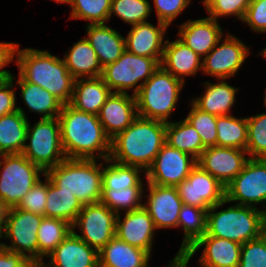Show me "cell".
<instances>
[{
  "label": "cell",
  "mask_w": 266,
  "mask_h": 267,
  "mask_svg": "<svg viewBox=\"0 0 266 267\" xmlns=\"http://www.w3.org/2000/svg\"><path fill=\"white\" fill-rule=\"evenodd\" d=\"M151 7L148 0H112L109 20L115 14L132 26L148 22L146 19L151 15Z\"/></svg>",
  "instance_id": "cell-39"
},
{
  "label": "cell",
  "mask_w": 266,
  "mask_h": 267,
  "mask_svg": "<svg viewBox=\"0 0 266 267\" xmlns=\"http://www.w3.org/2000/svg\"><path fill=\"white\" fill-rule=\"evenodd\" d=\"M23 255L9 251L0 246V267H33Z\"/></svg>",
  "instance_id": "cell-50"
},
{
  "label": "cell",
  "mask_w": 266,
  "mask_h": 267,
  "mask_svg": "<svg viewBox=\"0 0 266 267\" xmlns=\"http://www.w3.org/2000/svg\"><path fill=\"white\" fill-rule=\"evenodd\" d=\"M225 203L229 202L225 199L207 211L206 233L203 236L244 244L266 232L264 207L259 210L255 207L233 204L225 210L216 212Z\"/></svg>",
  "instance_id": "cell-4"
},
{
  "label": "cell",
  "mask_w": 266,
  "mask_h": 267,
  "mask_svg": "<svg viewBox=\"0 0 266 267\" xmlns=\"http://www.w3.org/2000/svg\"><path fill=\"white\" fill-rule=\"evenodd\" d=\"M56 1L57 3H65V4H69L71 6L73 0H53Z\"/></svg>",
  "instance_id": "cell-53"
},
{
  "label": "cell",
  "mask_w": 266,
  "mask_h": 267,
  "mask_svg": "<svg viewBox=\"0 0 266 267\" xmlns=\"http://www.w3.org/2000/svg\"><path fill=\"white\" fill-rule=\"evenodd\" d=\"M47 257L45 267H99L98 251L72 231Z\"/></svg>",
  "instance_id": "cell-20"
},
{
  "label": "cell",
  "mask_w": 266,
  "mask_h": 267,
  "mask_svg": "<svg viewBox=\"0 0 266 267\" xmlns=\"http://www.w3.org/2000/svg\"><path fill=\"white\" fill-rule=\"evenodd\" d=\"M166 143V123L137 117L123 132L111 139L109 158L145 172Z\"/></svg>",
  "instance_id": "cell-2"
},
{
  "label": "cell",
  "mask_w": 266,
  "mask_h": 267,
  "mask_svg": "<svg viewBox=\"0 0 266 267\" xmlns=\"http://www.w3.org/2000/svg\"><path fill=\"white\" fill-rule=\"evenodd\" d=\"M250 0H213L205 9L208 17L218 21V17L236 16L243 21Z\"/></svg>",
  "instance_id": "cell-45"
},
{
  "label": "cell",
  "mask_w": 266,
  "mask_h": 267,
  "mask_svg": "<svg viewBox=\"0 0 266 267\" xmlns=\"http://www.w3.org/2000/svg\"><path fill=\"white\" fill-rule=\"evenodd\" d=\"M45 181L38 180L36 184L26 193L17 208L32 212L45 217V205L47 202V176Z\"/></svg>",
  "instance_id": "cell-44"
},
{
  "label": "cell",
  "mask_w": 266,
  "mask_h": 267,
  "mask_svg": "<svg viewBox=\"0 0 266 267\" xmlns=\"http://www.w3.org/2000/svg\"><path fill=\"white\" fill-rule=\"evenodd\" d=\"M239 267H266V232L242 244Z\"/></svg>",
  "instance_id": "cell-43"
},
{
  "label": "cell",
  "mask_w": 266,
  "mask_h": 267,
  "mask_svg": "<svg viewBox=\"0 0 266 267\" xmlns=\"http://www.w3.org/2000/svg\"><path fill=\"white\" fill-rule=\"evenodd\" d=\"M242 22L252 31L266 33V0H250Z\"/></svg>",
  "instance_id": "cell-47"
},
{
  "label": "cell",
  "mask_w": 266,
  "mask_h": 267,
  "mask_svg": "<svg viewBox=\"0 0 266 267\" xmlns=\"http://www.w3.org/2000/svg\"><path fill=\"white\" fill-rule=\"evenodd\" d=\"M143 193V187L102 189L100 202L118 215L120 214V210H123V212H130L143 207Z\"/></svg>",
  "instance_id": "cell-38"
},
{
  "label": "cell",
  "mask_w": 266,
  "mask_h": 267,
  "mask_svg": "<svg viewBox=\"0 0 266 267\" xmlns=\"http://www.w3.org/2000/svg\"><path fill=\"white\" fill-rule=\"evenodd\" d=\"M160 67L155 58L135 55L125 50L114 62L103 67L102 79L112 92L126 93L133 88L135 96ZM140 81H143L139 83ZM138 83V84H137Z\"/></svg>",
  "instance_id": "cell-8"
},
{
  "label": "cell",
  "mask_w": 266,
  "mask_h": 267,
  "mask_svg": "<svg viewBox=\"0 0 266 267\" xmlns=\"http://www.w3.org/2000/svg\"><path fill=\"white\" fill-rule=\"evenodd\" d=\"M207 210L183 204L179 212L177 227H183L184 240L180 250H188L206 233Z\"/></svg>",
  "instance_id": "cell-37"
},
{
  "label": "cell",
  "mask_w": 266,
  "mask_h": 267,
  "mask_svg": "<svg viewBox=\"0 0 266 267\" xmlns=\"http://www.w3.org/2000/svg\"><path fill=\"white\" fill-rule=\"evenodd\" d=\"M72 231L71 224L59 218L43 217L38 228V264L44 263L47 256L68 236Z\"/></svg>",
  "instance_id": "cell-35"
},
{
  "label": "cell",
  "mask_w": 266,
  "mask_h": 267,
  "mask_svg": "<svg viewBox=\"0 0 266 267\" xmlns=\"http://www.w3.org/2000/svg\"><path fill=\"white\" fill-rule=\"evenodd\" d=\"M204 246L201 267H239L242 244L213 236H202L188 251L194 255Z\"/></svg>",
  "instance_id": "cell-21"
},
{
  "label": "cell",
  "mask_w": 266,
  "mask_h": 267,
  "mask_svg": "<svg viewBox=\"0 0 266 267\" xmlns=\"http://www.w3.org/2000/svg\"><path fill=\"white\" fill-rule=\"evenodd\" d=\"M46 176L62 191L76 196L85 204L98 203L102 196V161L65 158L48 169Z\"/></svg>",
  "instance_id": "cell-5"
},
{
  "label": "cell",
  "mask_w": 266,
  "mask_h": 267,
  "mask_svg": "<svg viewBox=\"0 0 266 267\" xmlns=\"http://www.w3.org/2000/svg\"><path fill=\"white\" fill-rule=\"evenodd\" d=\"M249 54L250 48L227 32L225 38H221L202 59V72L217 80H227L236 75Z\"/></svg>",
  "instance_id": "cell-14"
},
{
  "label": "cell",
  "mask_w": 266,
  "mask_h": 267,
  "mask_svg": "<svg viewBox=\"0 0 266 267\" xmlns=\"http://www.w3.org/2000/svg\"><path fill=\"white\" fill-rule=\"evenodd\" d=\"M87 41L103 67L114 63L126 50L125 37L105 23L87 24Z\"/></svg>",
  "instance_id": "cell-25"
},
{
  "label": "cell",
  "mask_w": 266,
  "mask_h": 267,
  "mask_svg": "<svg viewBox=\"0 0 266 267\" xmlns=\"http://www.w3.org/2000/svg\"><path fill=\"white\" fill-rule=\"evenodd\" d=\"M16 83L20 86L21 98L31 112L42 114L41 118H57L59 116L64 104L48 90L23 81L20 77Z\"/></svg>",
  "instance_id": "cell-32"
},
{
  "label": "cell",
  "mask_w": 266,
  "mask_h": 267,
  "mask_svg": "<svg viewBox=\"0 0 266 267\" xmlns=\"http://www.w3.org/2000/svg\"><path fill=\"white\" fill-rule=\"evenodd\" d=\"M44 216L12 207L6 219L4 238L11 244L1 243V247L19 253L32 264H38V228ZM27 252V253H26Z\"/></svg>",
  "instance_id": "cell-10"
},
{
  "label": "cell",
  "mask_w": 266,
  "mask_h": 267,
  "mask_svg": "<svg viewBox=\"0 0 266 267\" xmlns=\"http://www.w3.org/2000/svg\"><path fill=\"white\" fill-rule=\"evenodd\" d=\"M199 133L203 146L213 147L217 142V116L201 111L191 102V109L185 118Z\"/></svg>",
  "instance_id": "cell-42"
},
{
  "label": "cell",
  "mask_w": 266,
  "mask_h": 267,
  "mask_svg": "<svg viewBox=\"0 0 266 267\" xmlns=\"http://www.w3.org/2000/svg\"><path fill=\"white\" fill-rule=\"evenodd\" d=\"M33 267H45V266H43L42 264H37V265H34Z\"/></svg>",
  "instance_id": "cell-56"
},
{
  "label": "cell",
  "mask_w": 266,
  "mask_h": 267,
  "mask_svg": "<svg viewBox=\"0 0 266 267\" xmlns=\"http://www.w3.org/2000/svg\"><path fill=\"white\" fill-rule=\"evenodd\" d=\"M203 84L206 91L199 97L193 98L192 103L201 111L215 116L231 115L229 112L239 89L230 86L226 79H220V82L215 84L209 81Z\"/></svg>",
  "instance_id": "cell-28"
},
{
  "label": "cell",
  "mask_w": 266,
  "mask_h": 267,
  "mask_svg": "<svg viewBox=\"0 0 266 267\" xmlns=\"http://www.w3.org/2000/svg\"><path fill=\"white\" fill-rule=\"evenodd\" d=\"M23 108L0 117V155L21 154L26 143L28 119Z\"/></svg>",
  "instance_id": "cell-29"
},
{
  "label": "cell",
  "mask_w": 266,
  "mask_h": 267,
  "mask_svg": "<svg viewBox=\"0 0 266 267\" xmlns=\"http://www.w3.org/2000/svg\"><path fill=\"white\" fill-rule=\"evenodd\" d=\"M138 117L136 97L132 94L112 92L98 114L106 135L113 139Z\"/></svg>",
  "instance_id": "cell-18"
},
{
  "label": "cell",
  "mask_w": 266,
  "mask_h": 267,
  "mask_svg": "<svg viewBox=\"0 0 266 267\" xmlns=\"http://www.w3.org/2000/svg\"><path fill=\"white\" fill-rule=\"evenodd\" d=\"M213 0H203L204 7L206 8Z\"/></svg>",
  "instance_id": "cell-54"
},
{
  "label": "cell",
  "mask_w": 266,
  "mask_h": 267,
  "mask_svg": "<svg viewBox=\"0 0 266 267\" xmlns=\"http://www.w3.org/2000/svg\"><path fill=\"white\" fill-rule=\"evenodd\" d=\"M112 0H73L70 19H83L88 24L109 22Z\"/></svg>",
  "instance_id": "cell-40"
},
{
  "label": "cell",
  "mask_w": 266,
  "mask_h": 267,
  "mask_svg": "<svg viewBox=\"0 0 266 267\" xmlns=\"http://www.w3.org/2000/svg\"><path fill=\"white\" fill-rule=\"evenodd\" d=\"M225 199L255 208L262 202L266 208V159L250 158L243 170L225 187Z\"/></svg>",
  "instance_id": "cell-11"
},
{
  "label": "cell",
  "mask_w": 266,
  "mask_h": 267,
  "mask_svg": "<svg viewBox=\"0 0 266 267\" xmlns=\"http://www.w3.org/2000/svg\"><path fill=\"white\" fill-rule=\"evenodd\" d=\"M184 84L160 66L135 95L138 116L168 123Z\"/></svg>",
  "instance_id": "cell-6"
},
{
  "label": "cell",
  "mask_w": 266,
  "mask_h": 267,
  "mask_svg": "<svg viewBox=\"0 0 266 267\" xmlns=\"http://www.w3.org/2000/svg\"><path fill=\"white\" fill-rule=\"evenodd\" d=\"M149 190L147 202L143 208L151 216L154 226L161 228H177L179 212L183 202L175 186L155 185L147 182Z\"/></svg>",
  "instance_id": "cell-17"
},
{
  "label": "cell",
  "mask_w": 266,
  "mask_h": 267,
  "mask_svg": "<svg viewBox=\"0 0 266 267\" xmlns=\"http://www.w3.org/2000/svg\"><path fill=\"white\" fill-rule=\"evenodd\" d=\"M249 158L266 159V113L246 117Z\"/></svg>",
  "instance_id": "cell-41"
},
{
  "label": "cell",
  "mask_w": 266,
  "mask_h": 267,
  "mask_svg": "<svg viewBox=\"0 0 266 267\" xmlns=\"http://www.w3.org/2000/svg\"><path fill=\"white\" fill-rule=\"evenodd\" d=\"M117 214L101 202L85 204L71 225L72 232L90 247L100 251L115 237ZM76 227L80 234L76 233Z\"/></svg>",
  "instance_id": "cell-12"
},
{
  "label": "cell",
  "mask_w": 266,
  "mask_h": 267,
  "mask_svg": "<svg viewBox=\"0 0 266 267\" xmlns=\"http://www.w3.org/2000/svg\"><path fill=\"white\" fill-rule=\"evenodd\" d=\"M112 91L102 77L75 79L72 100L75 109L97 115Z\"/></svg>",
  "instance_id": "cell-27"
},
{
  "label": "cell",
  "mask_w": 266,
  "mask_h": 267,
  "mask_svg": "<svg viewBox=\"0 0 266 267\" xmlns=\"http://www.w3.org/2000/svg\"><path fill=\"white\" fill-rule=\"evenodd\" d=\"M223 33L217 20L206 17L181 24L178 38L204 58L216 46Z\"/></svg>",
  "instance_id": "cell-23"
},
{
  "label": "cell",
  "mask_w": 266,
  "mask_h": 267,
  "mask_svg": "<svg viewBox=\"0 0 266 267\" xmlns=\"http://www.w3.org/2000/svg\"><path fill=\"white\" fill-rule=\"evenodd\" d=\"M216 146L246 150L247 146V119L232 115L217 116Z\"/></svg>",
  "instance_id": "cell-36"
},
{
  "label": "cell",
  "mask_w": 266,
  "mask_h": 267,
  "mask_svg": "<svg viewBox=\"0 0 266 267\" xmlns=\"http://www.w3.org/2000/svg\"><path fill=\"white\" fill-rule=\"evenodd\" d=\"M103 162L108 165L103 166ZM102 162V189H125L144 187L140 172L145 171L137 166L117 163L110 158ZM111 162V163H110ZM141 170V171H140Z\"/></svg>",
  "instance_id": "cell-34"
},
{
  "label": "cell",
  "mask_w": 266,
  "mask_h": 267,
  "mask_svg": "<svg viewBox=\"0 0 266 267\" xmlns=\"http://www.w3.org/2000/svg\"><path fill=\"white\" fill-rule=\"evenodd\" d=\"M17 45V43L13 42H0V80L13 76L9 70H3V68L14 60Z\"/></svg>",
  "instance_id": "cell-49"
},
{
  "label": "cell",
  "mask_w": 266,
  "mask_h": 267,
  "mask_svg": "<svg viewBox=\"0 0 266 267\" xmlns=\"http://www.w3.org/2000/svg\"><path fill=\"white\" fill-rule=\"evenodd\" d=\"M197 160L165 143L152 165L146 170V181L155 185L177 186L187 179Z\"/></svg>",
  "instance_id": "cell-13"
},
{
  "label": "cell",
  "mask_w": 266,
  "mask_h": 267,
  "mask_svg": "<svg viewBox=\"0 0 266 267\" xmlns=\"http://www.w3.org/2000/svg\"><path fill=\"white\" fill-rule=\"evenodd\" d=\"M10 209L11 208L3 200L0 199V239L4 238L6 219L9 215Z\"/></svg>",
  "instance_id": "cell-52"
},
{
  "label": "cell",
  "mask_w": 266,
  "mask_h": 267,
  "mask_svg": "<svg viewBox=\"0 0 266 267\" xmlns=\"http://www.w3.org/2000/svg\"><path fill=\"white\" fill-rule=\"evenodd\" d=\"M28 140L30 143H25L21 154L44 172L66 158L61 143L58 117L40 118L33 127L28 121L26 141Z\"/></svg>",
  "instance_id": "cell-7"
},
{
  "label": "cell",
  "mask_w": 266,
  "mask_h": 267,
  "mask_svg": "<svg viewBox=\"0 0 266 267\" xmlns=\"http://www.w3.org/2000/svg\"><path fill=\"white\" fill-rule=\"evenodd\" d=\"M70 74L75 78L100 77L103 68L97 54L86 38H82L69 49L63 58Z\"/></svg>",
  "instance_id": "cell-30"
},
{
  "label": "cell",
  "mask_w": 266,
  "mask_h": 267,
  "mask_svg": "<svg viewBox=\"0 0 266 267\" xmlns=\"http://www.w3.org/2000/svg\"><path fill=\"white\" fill-rule=\"evenodd\" d=\"M176 189L183 204L207 211L225 200V186L198 164Z\"/></svg>",
  "instance_id": "cell-15"
},
{
  "label": "cell",
  "mask_w": 266,
  "mask_h": 267,
  "mask_svg": "<svg viewBox=\"0 0 266 267\" xmlns=\"http://www.w3.org/2000/svg\"><path fill=\"white\" fill-rule=\"evenodd\" d=\"M0 199L17 207L45 172L23 154L0 155Z\"/></svg>",
  "instance_id": "cell-9"
},
{
  "label": "cell",
  "mask_w": 266,
  "mask_h": 267,
  "mask_svg": "<svg viewBox=\"0 0 266 267\" xmlns=\"http://www.w3.org/2000/svg\"><path fill=\"white\" fill-rule=\"evenodd\" d=\"M260 54L263 56V58H266V47L260 51Z\"/></svg>",
  "instance_id": "cell-55"
},
{
  "label": "cell",
  "mask_w": 266,
  "mask_h": 267,
  "mask_svg": "<svg viewBox=\"0 0 266 267\" xmlns=\"http://www.w3.org/2000/svg\"><path fill=\"white\" fill-rule=\"evenodd\" d=\"M156 228L149 213L140 209L120 214L116 217L115 236L129 245L141 248L151 255Z\"/></svg>",
  "instance_id": "cell-19"
},
{
  "label": "cell",
  "mask_w": 266,
  "mask_h": 267,
  "mask_svg": "<svg viewBox=\"0 0 266 267\" xmlns=\"http://www.w3.org/2000/svg\"><path fill=\"white\" fill-rule=\"evenodd\" d=\"M99 267H148L151 255L116 236L98 251Z\"/></svg>",
  "instance_id": "cell-26"
},
{
  "label": "cell",
  "mask_w": 266,
  "mask_h": 267,
  "mask_svg": "<svg viewBox=\"0 0 266 267\" xmlns=\"http://www.w3.org/2000/svg\"><path fill=\"white\" fill-rule=\"evenodd\" d=\"M191 0H153L158 22L169 26Z\"/></svg>",
  "instance_id": "cell-46"
},
{
  "label": "cell",
  "mask_w": 266,
  "mask_h": 267,
  "mask_svg": "<svg viewBox=\"0 0 266 267\" xmlns=\"http://www.w3.org/2000/svg\"><path fill=\"white\" fill-rule=\"evenodd\" d=\"M193 255L188 250H180L165 267H188V262Z\"/></svg>",
  "instance_id": "cell-51"
},
{
  "label": "cell",
  "mask_w": 266,
  "mask_h": 267,
  "mask_svg": "<svg viewBox=\"0 0 266 267\" xmlns=\"http://www.w3.org/2000/svg\"><path fill=\"white\" fill-rule=\"evenodd\" d=\"M58 121L66 158H109L111 139L106 135L97 115L79 111L68 103L63 105Z\"/></svg>",
  "instance_id": "cell-1"
},
{
  "label": "cell",
  "mask_w": 266,
  "mask_h": 267,
  "mask_svg": "<svg viewBox=\"0 0 266 267\" xmlns=\"http://www.w3.org/2000/svg\"><path fill=\"white\" fill-rule=\"evenodd\" d=\"M266 89V88H265ZM265 98H264V104H265V106H266V90H265V96H264Z\"/></svg>",
  "instance_id": "cell-57"
},
{
  "label": "cell",
  "mask_w": 266,
  "mask_h": 267,
  "mask_svg": "<svg viewBox=\"0 0 266 267\" xmlns=\"http://www.w3.org/2000/svg\"><path fill=\"white\" fill-rule=\"evenodd\" d=\"M246 154V150L236 148L207 147L198 158L197 164L226 187L250 159Z\"/></svg>",
  "instance_id": "cell-16"
},
{
  "label": "cell",
  "mask_w": 266,
  "mask_h": 267,
  "mask_svg": "<svg viewBox=\"0 0 266 267\" xmlns=\"http://www.w3.org/2000/svg\"><path fill=\"white\" fill-rule=\"evenodd\" d=\"M14 76L0 80V117L17 110Z\"/></svg>",
  "instance_id": "cell-48"
},
{
  "label": "cell",
  "mask_w": 266,
  "mask_h": 267,
  "mask_svg": "<svg viewBox=\"0 0 266 267\" xmlns=\"http://www.w3.org/2000/svg\"><path fill=\"white\" fill-rule=\"evenodd\" d=\"M46 199L45 217L63 219L71 225L84 206L74 194L62 191L48 177Z\"/></svg>",
  "instance_id": "cell-31"
},
{
  "label": "cell",
  "mask_w": 266,
  "mask_h": 267,
  "mask_svg": "<svg viewBox=\"0 0 266 267\" xmlns=\"http://www.w3.org/2000/svg\"><path fill=\"white\" fill-rule=\"evenodd\" d=\"M168 26L158 22L155 27L149 22L133 25L125 38L126 50L135 55L155 58L161 62Z\"/></svg>",
  "instance_id": "cell-22"
},
{
  "label": "cell",
  "mask_w": 266,
  "mask_h": 267,
  "mask_svg": "<svg viewBox=\"0 0 266 267\" xmlns=\"http://www.w3.org/2000/svg\"><path fill=\"white\" fill-rule=\"evenodd\" d=\"M166 143L196 160L205 149L201 136L186 119L166 123Z\"/></svg>",
  "instance_id": "cell-33"
},
{
  "label": "cell",
  "mask_w": 266,
  "mask_h": 267,
  "mask_svg": "<svg viewBox=\"0 0 266 267\" xmlns=\"http://www.w3.org/2000/svg\"><path fill=\"white\" fill-rule=\"evenodd\" d=\"M15 56L18 77L48 90L63 104L71 102L75 78L68 71L63 59L49 51L19 49V44Z\"/></svg>",
  "instance_id": "cell-3"
},
{
  "label": "cell",
  "mask_w": 266,
  "mask_h": 267,
  "mask_svg": "<svg viewBox=\"0 0 266 267\" xmlns=\"http://www.w3.org/2000/svg\"><path fill=\"white\" fill-rule=\"evenodd\" d=\"M201 59L179 38L171 42L166 40L160 66L185 83L184 76H195L199 70L202 71Z\"/></svg>",
  "instance_id": "cell-24"
}]
</instances>
